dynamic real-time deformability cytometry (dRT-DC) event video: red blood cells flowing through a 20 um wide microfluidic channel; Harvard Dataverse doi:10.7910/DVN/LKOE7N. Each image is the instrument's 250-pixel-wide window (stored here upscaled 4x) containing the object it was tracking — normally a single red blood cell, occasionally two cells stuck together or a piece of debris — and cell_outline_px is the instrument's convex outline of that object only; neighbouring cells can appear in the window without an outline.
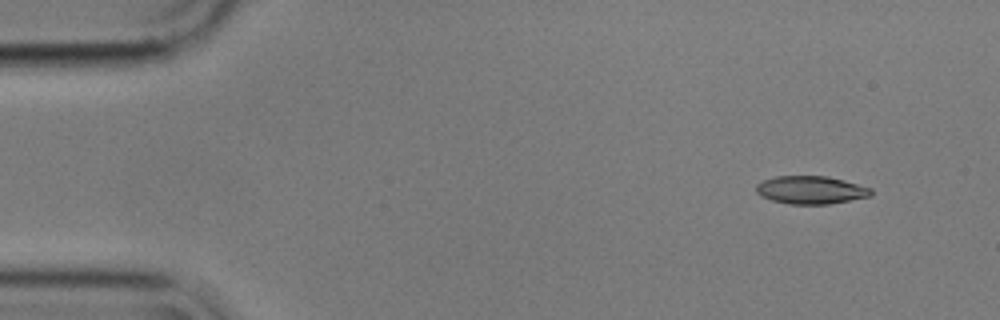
{"species": "common noctule bat (a hibernating species)", "species_latin": "Nyctalus noctula", "temperature_condition": "cold", "stored_images_in_passage": 4, "camera_frame_rate_fps": 3000, "um_per_image_px": 0.085, "animal": {"sex": "male", "body_mass_g": 17.9}, "frame": {"image": 1, "passage_image": 1, "time_ms": 0.0, "image_size_px": [1000, 320], "cell_outline_px": [[872, 196], [828, 204], [788, 204], [772, 200], [760, 196], [756, 192], [756, 184], [764, 180], [776, 176], [828, 176], [844, 180], [872, 188]], "centroid_in_image_um": [68.92, 16.15], "position_along_channel_um": 16.1, "area_um2": 18.79}}
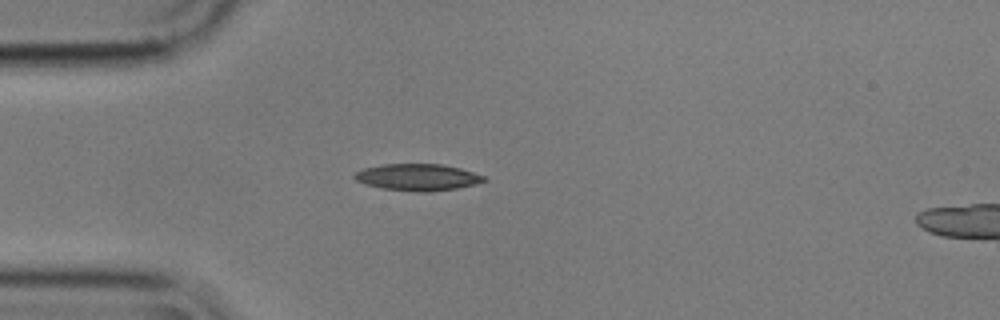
{"frame": {"image": 2, "passage_image": 4, "time_ms": 1.0, "image_size_px": [1000, 320], "cell_outline_px": [[488, 180], [476, 184], [456, 188], [424, 192], [420, 192], [384, 188], [368, 184], [356, 180], [352, 176], [356, 172], [364, 168], [384, 164], [440, 164], [460, 168], [488, 176]], "centroid_in_image_um": [35.56, 15.05], "position_along_channel_um": 49.4, "area_um2": 20.0}}